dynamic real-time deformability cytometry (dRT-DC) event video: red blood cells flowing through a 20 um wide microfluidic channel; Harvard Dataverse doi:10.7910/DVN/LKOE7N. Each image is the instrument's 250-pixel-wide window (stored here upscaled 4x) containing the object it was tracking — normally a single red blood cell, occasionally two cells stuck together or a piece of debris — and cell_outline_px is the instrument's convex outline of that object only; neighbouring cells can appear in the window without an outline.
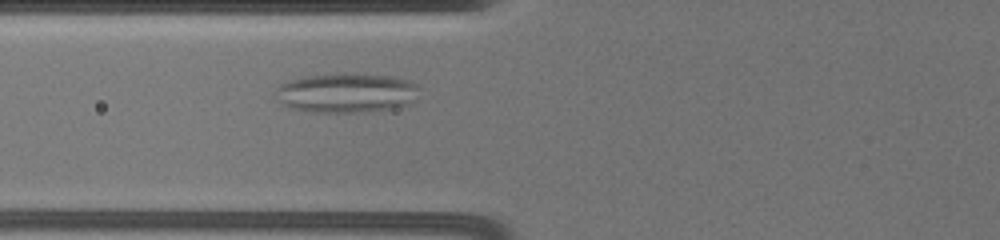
{"species": "common noctule bat (a hibernating species)", "species_latin": "Nyctalus noctula", "temperature_condition": "warm", "stored_images_in_passage": 38, "camera_frame_rate_fps": 3000, "um_per_image_px": 0.085, "animal": {"sex": "female", "body_mass_g": 19.5, "forearm_length_mm": 54.1}, "frame": {"image": 1, "passage_image": 11, "time_ms": 3.667, "image_size_px": [1000, 240], "cell_outline_px": [[420, 88], [416, 100], [408, 104], [392, 108], [356, 112], [316, 112], [292, 108], [284, 104], [280, 100], [276, 88], [280, 84], [292, 80], [308, 76], [392, 76], [412, 80]], "centroid_in_image_um": [29.53, 7.93], "position_along_channel_um": 96.3, "area_um2": 31.85}}
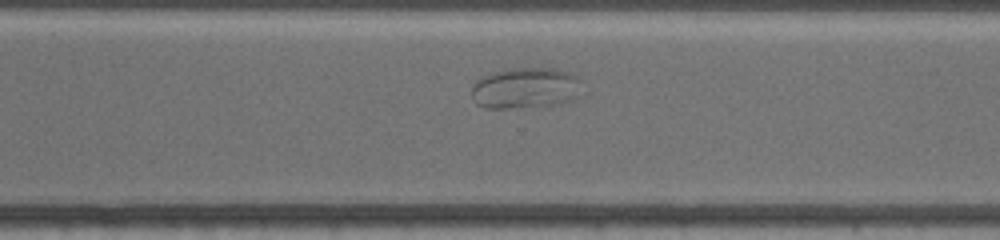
{"frame": {"image": 2, "passage_image": 29, "time_ms": 10.333, "image_size_px": [1000, 240], "cell_outline_px": [[588, 96], [560, 104], [524, 108], [484, 108], [476, 104], [472, 96], [472, 88], [476, 80], [484, 76], [496, 72], [512, 68], [552, 68], [568, 72], [576, 76], [580, 80], [588, 92]], "centroid_in_image_um": [44.82, 7.52], "position_along_channel_um": 325.8, "area_um2": 27.34}}
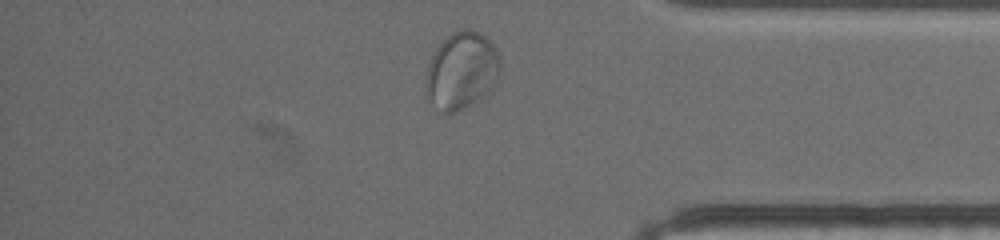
{"frame": {"image": 3, "passage_image": 36, "time_ms": 12.667, "image_size_px": [1000, 240], "cell_outline_px": [[500, 68], [492, 88], [488, 92], [472, 104], [456, 112], [440, 112], [428, 100], [424, 84], [428, 68], [432, 56], [436, 48], [452, 32], [464, 28], [468, 28], [484, 36], [496, 48], [500, 60]], "centroid_in_image_um": [39.21, 6.02], "position_along_channel_um": 396.0, "area_um2": 33.29}}